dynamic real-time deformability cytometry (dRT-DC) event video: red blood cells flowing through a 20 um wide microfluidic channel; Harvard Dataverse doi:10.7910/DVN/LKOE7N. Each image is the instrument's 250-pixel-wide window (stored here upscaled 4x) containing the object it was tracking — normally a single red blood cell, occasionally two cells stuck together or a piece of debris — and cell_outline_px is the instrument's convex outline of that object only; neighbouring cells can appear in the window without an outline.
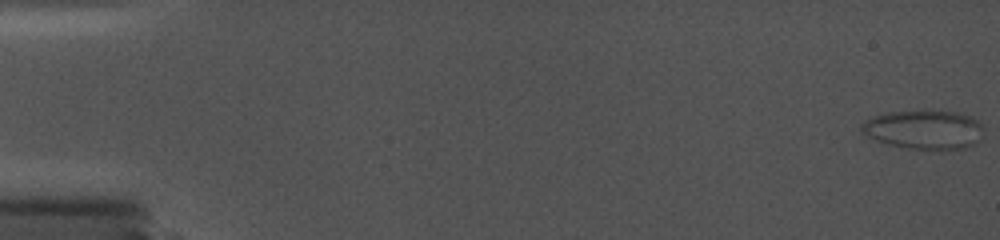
{"species": "common noctule bat (a hibernating species)", "species_latin": "Nyctalus noctula", "temperature_condition": "cold", "stored_images_in_passage": 70, "camera_frame_rate_fps": 5000, "um_per_image_px": 0.085, "animal": {"sex": "female", "body_mass_g": 19.0, "forearm_length_mm": 56.7}, "frame": {"image": 1, "passage_image": 1, "time_ms": 0.0, "image_size_px": [1000, 240], "cell_outline_px": [[980, 128], [976, 140], [972, 144], [964, 148], [908, 148], [888, 144], [876, 140], [860, 132], [860, 124], [864, 120], [888, 112], [956, 112], [968, 116], [976, 120], [980, 124]], "centroid_in_image_um": [78.42, 11.01], "position_along_channel_um": 6.6, "area_um2": 26.53}}
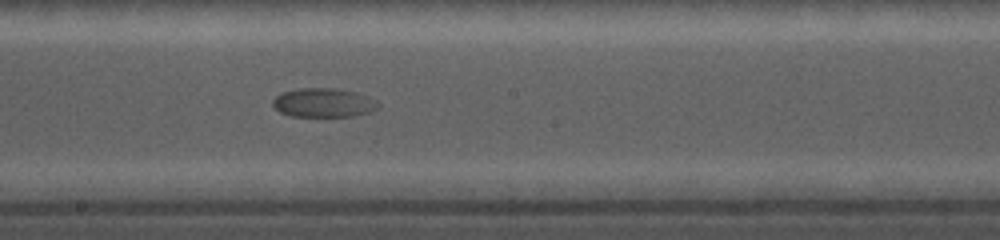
{"frame": {"image": 2, "passage_image": 43, "time_ms": 11.0, "image_size_px": [1000, 240], "cell_outline_px": [[380, 104], [376, 108], [368, 112], [352, 116], [288, 116], [280, 112], [272, 104], [272, 100], [280, 92], [300, 88], [336, 88], [356, 92], [368, 96], [376, 100]], "centroid_in_image_um": [27.47, 8.72], "position_along_channel_um": 220.7, "area_um2": 17.86}}
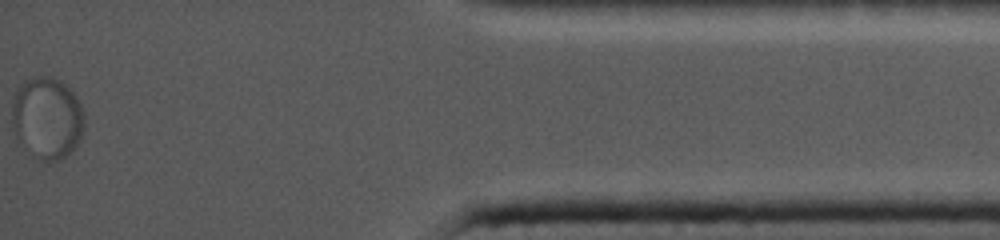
{"frame": {"image": 3, "passage_image": 70, "time_ms": 18.2, "image_size_px": [1000, 240], "cell_outline_px": [[84, 128], [80, 140], [60, 160], [40, 160], [16, 136], [12, 120], [12, 104], [16, 92], [20, 84], [24, 80], [36, 76], [52, 76], [60, 80], [76, 96], [84, 112]], "centroid_in_image_um": [4.02, 9.97], "position_along_channel_um": 431.2, "area_um2": 34.04}}